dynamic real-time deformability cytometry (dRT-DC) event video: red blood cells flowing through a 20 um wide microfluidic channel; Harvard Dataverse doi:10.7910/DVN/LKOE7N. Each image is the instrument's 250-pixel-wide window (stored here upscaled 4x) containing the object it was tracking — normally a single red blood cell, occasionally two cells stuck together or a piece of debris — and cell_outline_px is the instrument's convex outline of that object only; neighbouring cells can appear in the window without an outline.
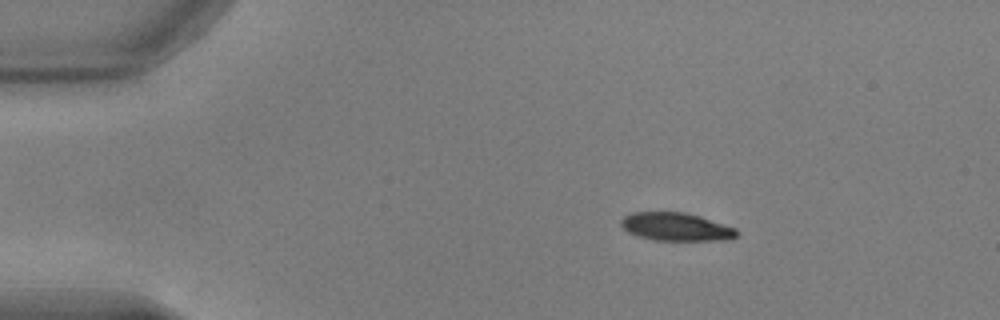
{"species": "common noctule bat (a hibernating species)", "species_latin": "Nyctalus noctula", "temperature_condition": "warm", "stored_images_in_passage": 18, "camera_frame_rate_fps": 3000, "um_per_image_px": 0.085, "animal": {"sex": "male", "body_mass_g": 17.9, "forearm_length_mm": 54.2}, "frame": {"image": 1, "passage_image": 9, "time_ms": 2.667, "image_size_px": [1000, 320], "cell_outline_px": [[740, 232], [736, 236], [724, 240], [652, 240], [628, 232], [620, 224], [620, 220], [624, 216], [632, 212], [684, 212], [700, 216], [736, 228]], "centroid_in_image_um": [57.46, 19.27], "position_along_channel_um": 27.5, "area_um2": 18.9}}
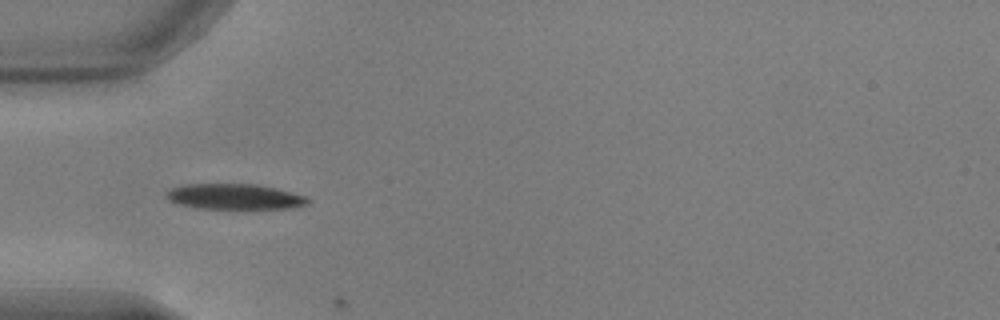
{"frame": {"image": 2, "passage_image": 17, "time_ms": 5.333, "image_size_px": [1000, 320], "cell_outline_px": [[308, 204], [292, 208], [200, 208], [180, 204], [168, 200], [164, 196], [172, 188], [184, 184], [256, 184], [276, 188], [292, 192], [304, 196], [308, 200]], "centroid_in_image_um": [19.93, 16.7], "position_along_channel_um": 65.1, "area_um2": 20.75}}